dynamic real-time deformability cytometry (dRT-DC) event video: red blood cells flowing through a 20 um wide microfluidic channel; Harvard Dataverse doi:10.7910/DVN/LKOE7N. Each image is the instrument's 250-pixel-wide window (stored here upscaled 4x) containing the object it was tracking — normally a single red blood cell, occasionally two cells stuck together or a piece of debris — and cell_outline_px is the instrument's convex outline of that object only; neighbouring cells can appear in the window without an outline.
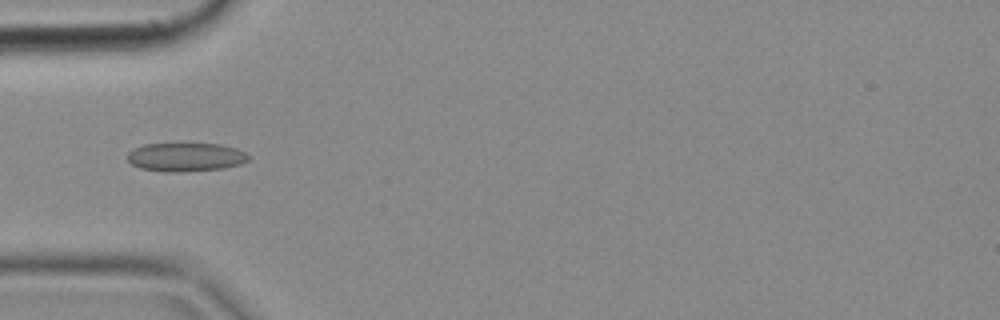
{"species": "common noctule bat (a hibernating species)", "species_latin": "Nyctalus noctula", "temperature_condition": "cold", "stored_images_in_passage": 49, "camera_frame_rate_fps": 3000, "um_per_image_px": 0.085, "animal": {"sex": "female", "body_mass_g": 18.4}, "frame": {"image": 1, "passage_image": 15, "time_ms": 4.667, "image_size_px": [1000, 320], "cell_outline_px": [[252, 156], [248, 160], [240, 164], [224, 168], [180, 172], [168, 172], [140, 168], [132, 164], [128, 160], [128, 152], [144, 144], [220, 144], [236, 148]], "centroid_in_image_um": [15.81, 13.35], "position_along_channel_um": 69.2, "area_um2": 20.11}}
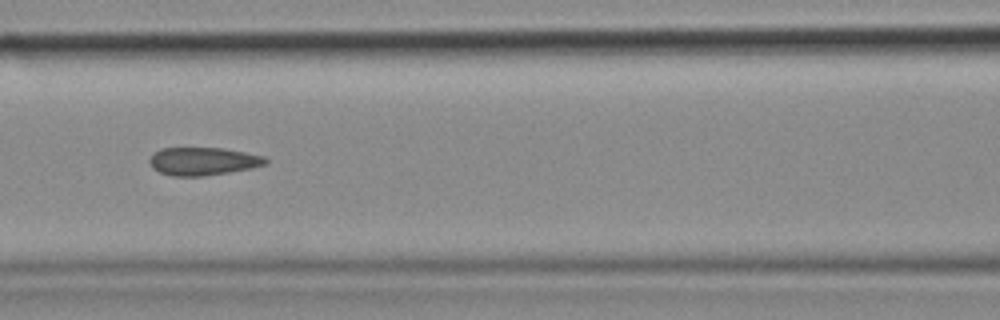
{"frame": {"image": 2, "passage_image": 21, "time_ms": 6.667, "image_size_px": [1000, 320], "cell_outline_px": [[268, 164], [252, 168], [204, 176], [172, 176], [160, 172], [152, 168], [148, 160], [152, 152], [160, 148], [224, 148], [264, 156], [268, 160]], "centroid_in_image_um": [17.23, 13.7], "position_along_channel_um": 149.4, "area_um2": 19.07}}
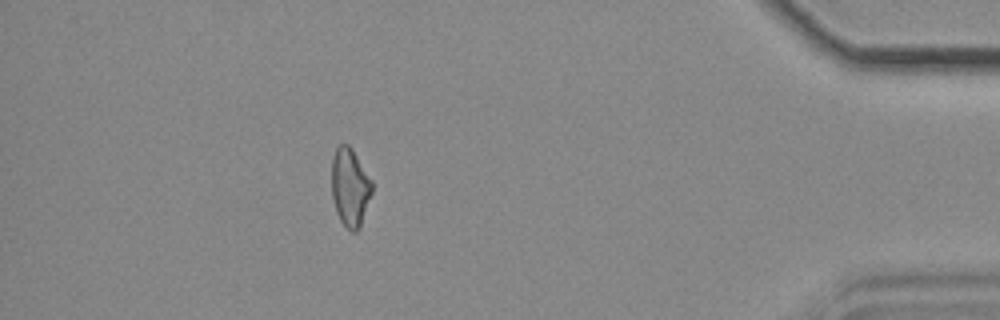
{"frame": {"image": 3, "passage_image": 44, "time_ms": 14.333, "image_size_px": [1000, 320], "cell_outline_px": [[372, 192], [360, 228], [356, 232], [352, 232], [340, 220], [336, 212], [332, 200], [332, 156], [336, 148], [340, 144], [348, 144], [352, 148], [372, 180]], "centroid_in_image_um": [29.75, 15.91], "position_along_channel_um": 405.5, "area_um2": 18.5}}